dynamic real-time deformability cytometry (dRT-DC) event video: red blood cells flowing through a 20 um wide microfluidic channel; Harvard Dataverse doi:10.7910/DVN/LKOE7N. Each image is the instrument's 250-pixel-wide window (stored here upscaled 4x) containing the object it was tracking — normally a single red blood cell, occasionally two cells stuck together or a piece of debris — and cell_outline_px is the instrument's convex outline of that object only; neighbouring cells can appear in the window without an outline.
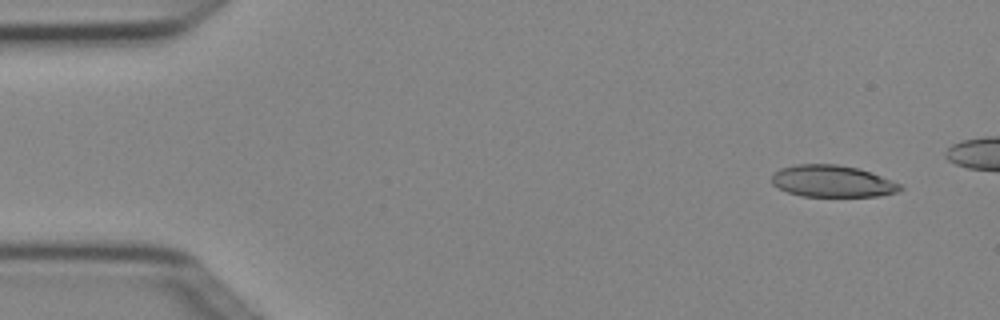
{"species": "Egyptian fruit bat (a non-hibernating species)", "species_latin": "Rousettus aegyptiacus", "temperature_condition": "cold", "stored_images_in_passage": 5, "camera_frame_rate_fps": 3000, "um_per_image_px": 0.085, "animal": {"sex": "female"}, "frame": {"image": 1, "passage_image": 1, "time_ms": 0.0, "image_size_px": [1000, 320], "cell_outline_px": [[904, 188], [896, 192], [880, 196], [800, 196], [788, 192], [772, 184], [772, 176], [780, 168], [796, 164], [836, 164], [860, 168], [900, 184]], "centroid_in_image_um": [70.74, 15.4], "position_along_channel_um": 14.3, "area_um2": 23.7}}